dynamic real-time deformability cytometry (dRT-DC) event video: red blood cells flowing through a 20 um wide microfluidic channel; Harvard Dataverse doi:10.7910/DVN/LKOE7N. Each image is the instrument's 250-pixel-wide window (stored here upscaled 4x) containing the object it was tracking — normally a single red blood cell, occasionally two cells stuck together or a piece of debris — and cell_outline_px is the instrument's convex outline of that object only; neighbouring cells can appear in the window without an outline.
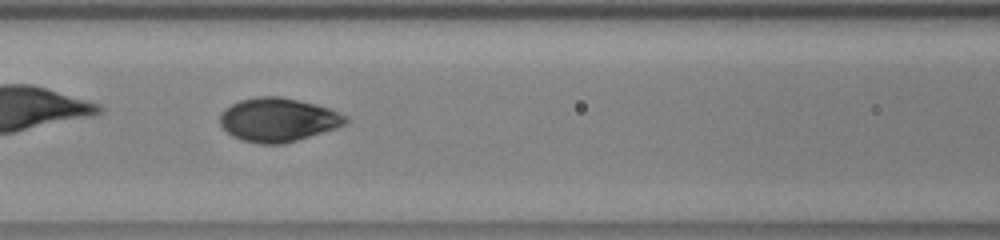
{"species": "human", "species_latin": "Homo sapiens", "temperature_condition": "warm", "stored_images_in_passage": 42, "camera_frame_rate_fps": 3000, "um_per_image_px": 0.085, "donor": {"sex": "male"}, "frame": {"image": 1, "passage_image": 19, "time_ms": 6.0, "image_size_px": [1000, 240], "cell_outline_px": [[352, 120], [348, 124], [336, 128], [284, 144], [260, 144], [240, 140], [232, 136], [220, 124], [220, 112], [224, 108], [240, 100], [256, 96], [280, 96], [316, 104], [328, 108], [348, 116]], "centroid_in_image_um": [23.65, 10.18], "position_along_channel_um": 142.9, "area_um2": 32.31}}
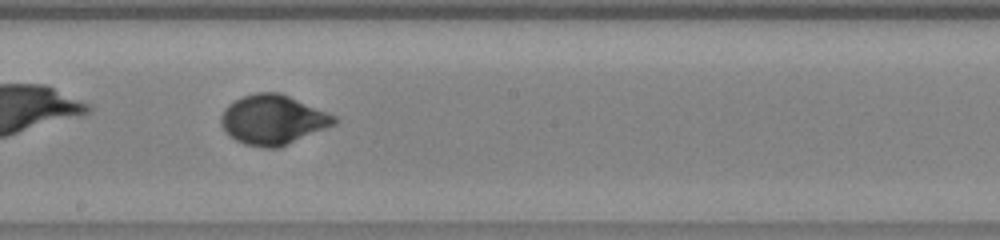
{"frame": {"image": 2, "passage_image": 24, "time_ms": 7.667, "image_size_px": [1000, 240], "cell_outline_px": [[340, 120], [336, 124], [280, 148], [264, 148], [244, 144], [236, 140], [220, 124], [220, 116], [224, 108], [228, 104], [244, 96], [256, 92], [280, 92], [328, 112], [336, 116]], "centroid_in_image_um": [23.23, 10.18], "position_along_channel_um": 225.0, "area_um2": 32.89}}